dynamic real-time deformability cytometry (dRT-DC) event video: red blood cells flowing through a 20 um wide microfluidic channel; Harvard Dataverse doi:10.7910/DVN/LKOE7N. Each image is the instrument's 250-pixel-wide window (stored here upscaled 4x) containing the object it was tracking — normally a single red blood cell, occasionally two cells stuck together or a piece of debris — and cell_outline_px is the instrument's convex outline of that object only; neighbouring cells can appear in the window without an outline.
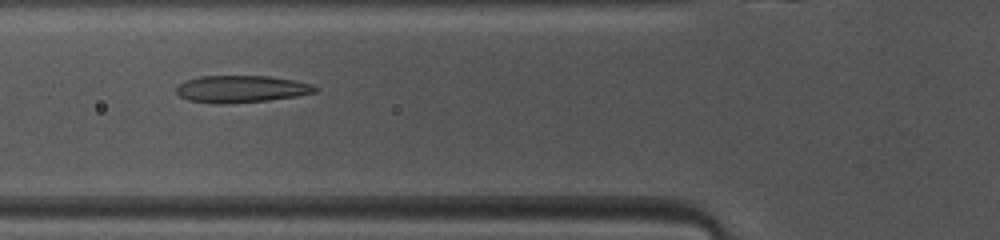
{"species": "common noctule bat (a hibernating species)", "species_latin": "Nyctalus noctula", "temperature_condition": "warm", "stored_images_in_passage": 36, "camera_frame_rate_fps": 3000, "um_per_image_px": 0.085, "animal": {"sex": "female", "body_mass_g": 10.0, "forearm_length_mm": 53.1}, "frame": {"image": 1, "passage_image": 10, "time_ms": 3.0, "image_size_px": [1000, 240], "cell_outline_px": [[316, 92], [296, 96], [268, 100], [224, 104], [188, 100], [180, 96], [176, 92], [176, 88], [184, 80], [200, 76], [268, 76], [292, 80], [312, 84], [316, 88]], "centroid_in_image_um": [20.47, 7.56], "position_along_channel_um": 105.3, "area_um2": 21.68}}
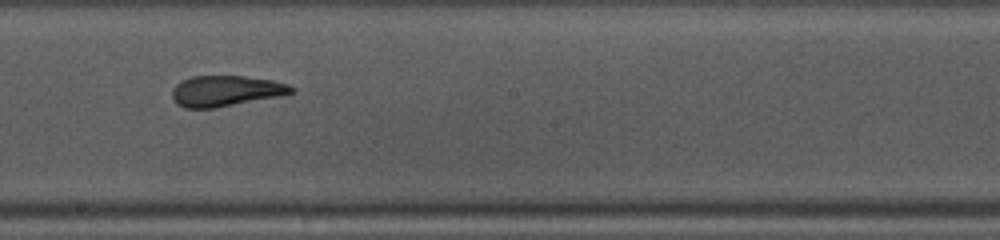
{"frame": {"image": 2, "passage_image": 19, "time_ms": 6.0, "image_size_px": [1000, 240], "cell_outline_px": [[296, 92], [280, 96], [216, 108], [184, 108], [176, 104], [172, 96], [172, 88], [180, 80], [192, 76], [244, 76], [272, 80], [288, 84], [296, 88]], "centroid_in_image_um": [19.19, 7.73], "position_along_channel_um": 229.0, "area_um2": 21.62}}
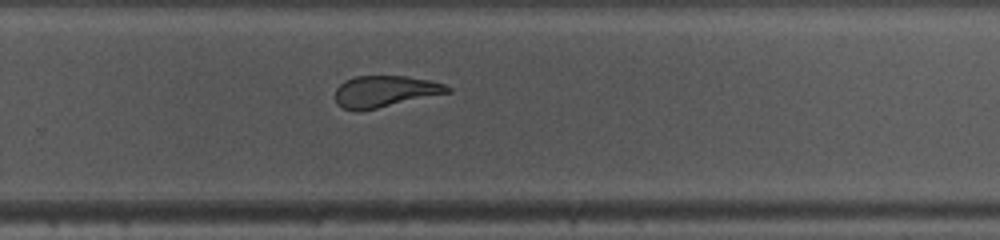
{"frame": {"image": 3, "passage_image": 24, "time_ms": 7.667, "image_size_px": [1000, 240], "cell_outline_px": [[452, 92], [376, 108], [356, 112], [344, 108], [336, 104], [336, 88], [344, 80], [356, 76], [404, 76], [432, 80], [444, 84], [452, 88]], "centroid_in_image_um": [32.72, 7.76], "position_along_channel_um": 297.1, "area_um2": 20.63}, "authors_computed_cell_mechanics": {"area_um2": 21.6461, "velocity_mm_per_s": 4.1118, "shape_relaxation_time_tau1_ms": 8.4109, "shape_relaxation_time_tau2_ms": 1.1093, "deformation_change_tau1": 0.2521, "deformation_change_tau2": 0.1047}}